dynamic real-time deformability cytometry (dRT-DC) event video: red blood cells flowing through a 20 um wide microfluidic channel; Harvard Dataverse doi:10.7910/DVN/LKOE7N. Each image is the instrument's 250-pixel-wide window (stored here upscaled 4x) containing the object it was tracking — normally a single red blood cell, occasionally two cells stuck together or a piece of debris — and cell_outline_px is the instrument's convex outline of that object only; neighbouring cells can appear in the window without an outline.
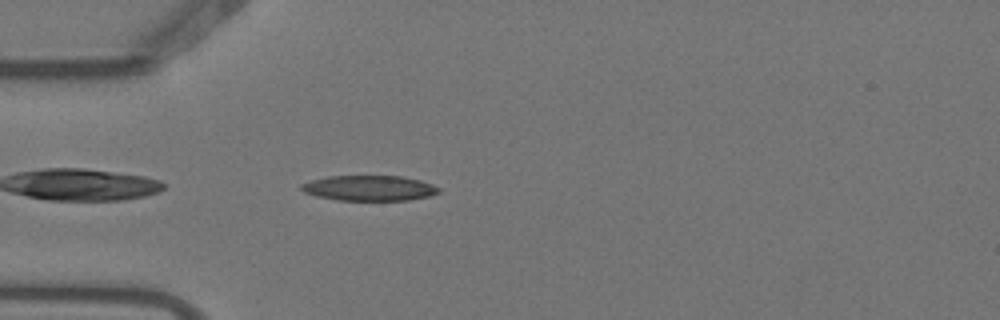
{"species": "Egyptian fruit bat (a non-hibernating species)", "species_latin": "Rousettus aegyptiacus", "temperature_condition": "warm", "stored_images_in_passage": 5, "camera_frame_rate_fps": 3000, "um_per_image_px": 0.085, "animal": {"sex": "female"}, "frame": {"image": 1, "passage_image": 5, "time_ms": 1.333, "image_size_px": [1000, 320], "cell_outline_px": [[440, 192], [428, 196], [408, 200], [336, 200], [316, 196], [304, 192], [300, 188], [300, 184], [312, 180], [328, 176], [400, 176], [420, 180], [432, 184], [440, 188]], "centroid_in_image_um": [31.37, 15.99], "position_along_channel_um": 53.6, "area_um2": 20.23}}